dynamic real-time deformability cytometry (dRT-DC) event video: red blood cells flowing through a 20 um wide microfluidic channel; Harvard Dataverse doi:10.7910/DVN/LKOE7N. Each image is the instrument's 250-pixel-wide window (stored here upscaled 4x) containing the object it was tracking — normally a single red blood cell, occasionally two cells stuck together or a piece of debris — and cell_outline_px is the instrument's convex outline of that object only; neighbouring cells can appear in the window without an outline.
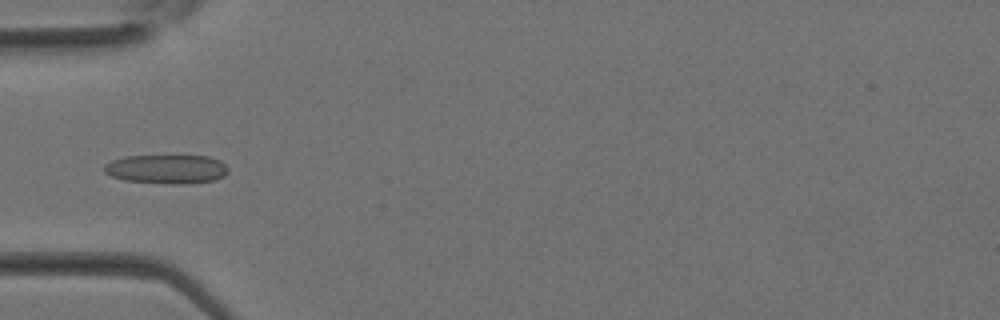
{"species": "Egyptian fruit bat (a non-hibernating species)", "species_latin": "Rousettus aegyptiacus", "temperature_condition": "room temperature", "stored_images_in_passage": 30, "camera_frame_rate_fps": 3000, "um_per_image_px": 0.085, "animal": {"sex": "female"}, "frame": {"image": 1, "passage_image": 9, "time_ms": 2.667, "image_size_px": [1000, 320], "cell_outline_px": [[228, 172], [224, 176], [216, 180], [188, 184], [180, 184], [124, 180], [112, 176], [104, 172], [104, 164], [112, 160], [124, 156], [208, 156], [220, 160], [228, 168]], "centroid_in_image_um": [14.18, 14.37], "position_along_channel_um": 70.8, "area_um2": 20.98}}
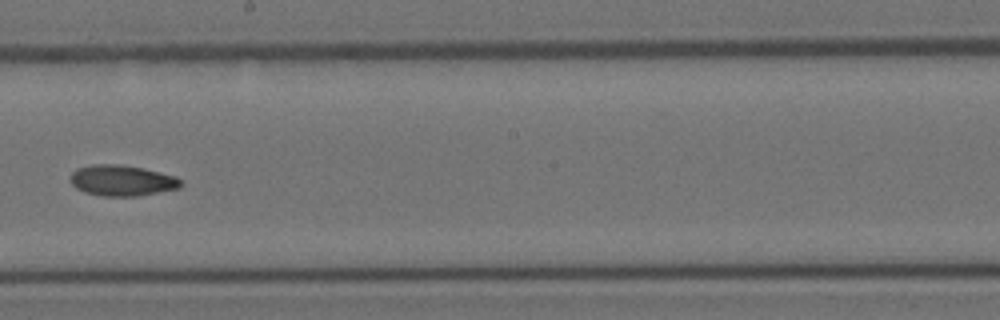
{"frame": {"image": 2, "passage_image": 18, "time_ms": 5.667, "image_size_px": [1000, 320], "cell_outline_px": [[184, 184], [180, 188], [136, 196], [100, 196], [84, 192], [76, 188], [72, 184], [72, 172], [76, 168], [92, 164], [120, 164], [144, 168], [176, 176], [184, 180]], "centroid_in_image_um": [10.41, 15.34], "position_along_channel_um": 237.8, "area_um2": 20.06}}
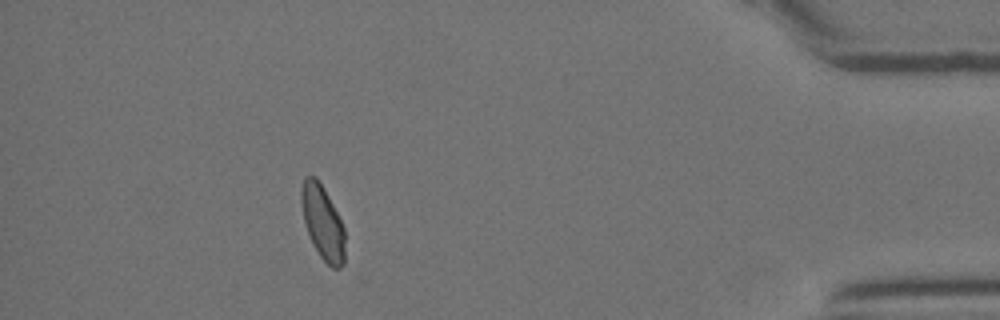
{"frame": {"image": 3, "passage_image": 30, "time_ms": 9.667, "image_size_px": [1000, 320], "cell_outline_px": [[344, 264], [340, 268], [332, 268], [320, 256], [312, 244], [304, 220], [300, 200], [300, 188], [304, 176], [316, 176], [324, 188], [344, 228]], "centroid_in_image_um": [27.4, 18.89], "position_along_channel_um": 407.8, "area_um2": 18.73}}